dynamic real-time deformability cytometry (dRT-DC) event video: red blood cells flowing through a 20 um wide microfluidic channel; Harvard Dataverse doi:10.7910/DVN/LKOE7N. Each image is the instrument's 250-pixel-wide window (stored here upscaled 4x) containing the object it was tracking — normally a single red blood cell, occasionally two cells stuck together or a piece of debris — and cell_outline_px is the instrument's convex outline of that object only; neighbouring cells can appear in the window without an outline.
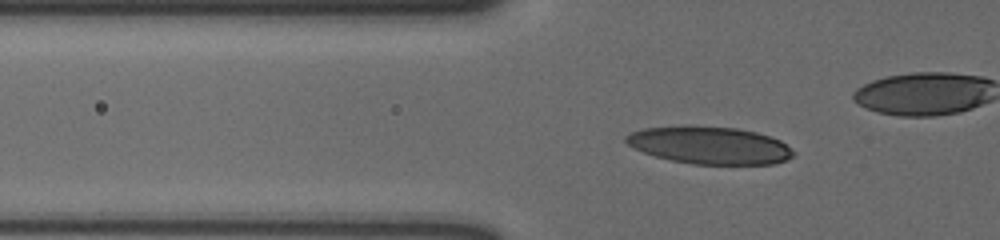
{"species": "human", "species_latin": "Homo sapiens", "temperature_condition": "cold", "stored_images_in_passage": 43, "camera_frame_rate_fps": 3000, "um_per_image_px": 0.085, "donor": {"sex": "male"}, "frame": {"image": 1, "passage_image": 17, "time_ms": 5.333, "image_size_px": [1000, 240], "cell_outline_px": [[792, 156], [784, 160], [772, 164], [692, 164], [672, 160], [656, 156], [644, 152], [628, 144], [624, 140], [624, 136], [632, 132], [644, 128], [736, 128], [756, 132], [780, 140], [792, 152]], "centroid_in_image_um": [60.32, 12.38], "position_along_channel_um": 65.5, "area_um2": 35.08}}
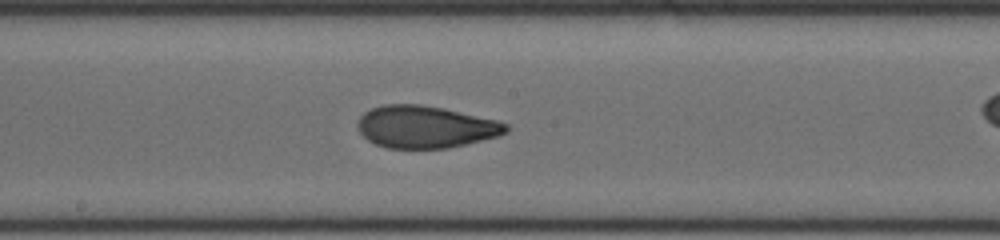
{"frame": {"image": 2, "passage_image": 28, "time_ms": 9.0, "image_size_px": [1000, 240], "cell_outline_px": [[508, 132], [500, 136], [448, 148], [388, 148], [376, 144], [368, 140], [356, 128], [356, 124], [360, 116], [364, 112], [372, 108], [384, 104], [420, 104], [444, 108], [496, 120], [508, 124]], "centroid_in_image_um": [36.15, 10.78], "position_along_channel_um": 212.0, "area_um2": 36.59}}
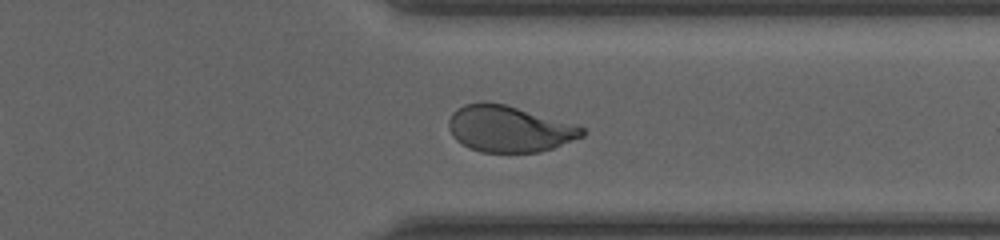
{"frame": {"image": 3, "passage_image": 39, "time_ms": 12.667, "image_size_px": [1000, 240], "cell_outline_px": [[584, 136], [552, 148], [540, 152], [480, 152], [468, 148], [456, 140], [452, 136], [448, 128], [448, 120], [452, 112], [464, 104], [484, 100], [504, 104], [576, 124], [584, 128]], "centroid_in_image_um": [43.23, 10.94], "position_along_channel_um": 368.2, "area_um2": 36.24}}